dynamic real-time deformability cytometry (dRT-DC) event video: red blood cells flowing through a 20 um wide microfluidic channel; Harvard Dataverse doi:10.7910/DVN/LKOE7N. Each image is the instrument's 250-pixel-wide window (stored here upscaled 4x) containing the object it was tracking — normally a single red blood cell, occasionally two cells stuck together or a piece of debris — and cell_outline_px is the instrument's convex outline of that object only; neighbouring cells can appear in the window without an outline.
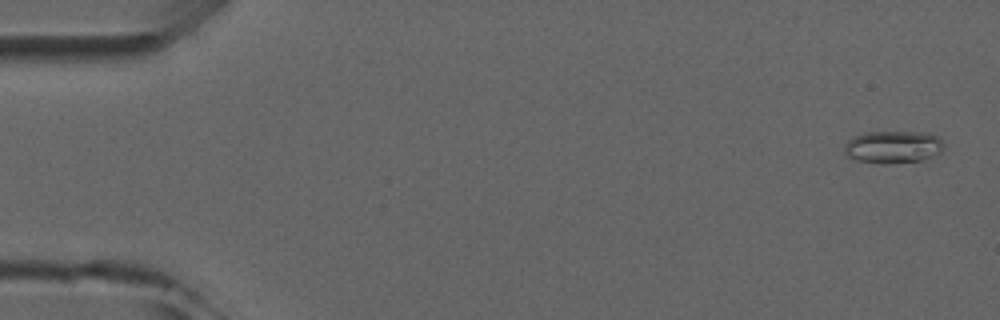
{"species": "common noctule bat (a hibernating species)", "species_latin": "Nyctalus noctula", "temperature_condition": "room temperature", "stored_images_in_passage": 6, "camera_frame_rate_fps": 3000, "um_per_image_px": 0.085, "animal": {"sex": "male", "forearm_length_mm": 52.5}, "frame": {"image": 1, "passage_image": 1, "time_ms": 0.0, "image_size_px": [1000, 320], "cell_outline_px": [[944, 144], [940, 148], [928, 156], [920, 160], [888, 164], [884, 164], [856, 160], [848, 156], [844, 152], [844, 144], [848, 140], [864, 132], [928, 132], [936, 136]], "centroid_in_image_um": [75.81, 12.48], "position_along_channel_um": 9.2, "area_um2": 18.38}}
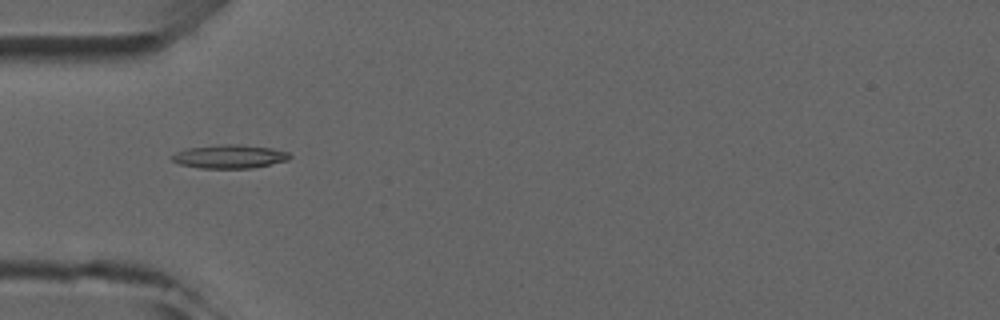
{"frame": {"image": 2, "passage_image": 5, "time_ms": 4.667, "image_size_px": [1000, 320], "cell_outline_px": [[292, 156], [288, 160], [252, 168], [200, 168], [180, 164], [172, 160], [172, 156], [176, 152], [188, 148], [224, 144], [240, 144], [272, 148], [288, 152]], "centroid_in_image_um": [19.54, 13.3], "position_along_channel_um": 65.5, "area_um2": 16.07}}
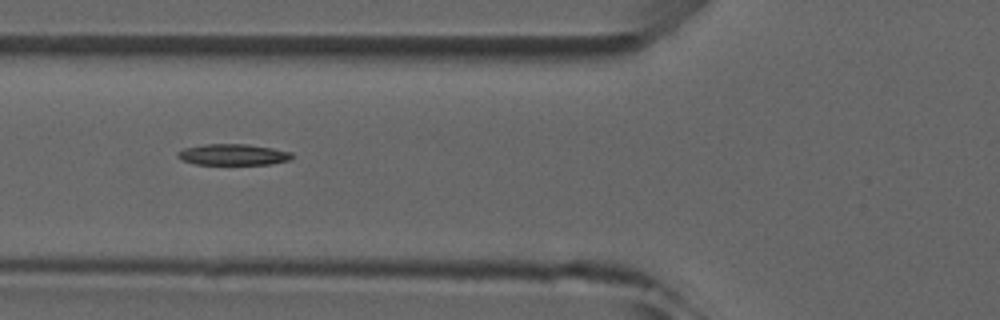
{"frame": {"image": 3, "passage_image": 6, "time_ms": 5.667, "image_size_px": [1000, 320], "cell_outline_px": [[292, 156], [288, 160], [272, 164], [196, 164], [180, 160], [176, 156], [176, 152], [184, 148], [204, 144], [248, 144], [272, 148], [292, 152]], "centroid_in_image_um": [19.76, 13.14], "position_along_channel_um": 106.0, "area_um2": 14.1}}